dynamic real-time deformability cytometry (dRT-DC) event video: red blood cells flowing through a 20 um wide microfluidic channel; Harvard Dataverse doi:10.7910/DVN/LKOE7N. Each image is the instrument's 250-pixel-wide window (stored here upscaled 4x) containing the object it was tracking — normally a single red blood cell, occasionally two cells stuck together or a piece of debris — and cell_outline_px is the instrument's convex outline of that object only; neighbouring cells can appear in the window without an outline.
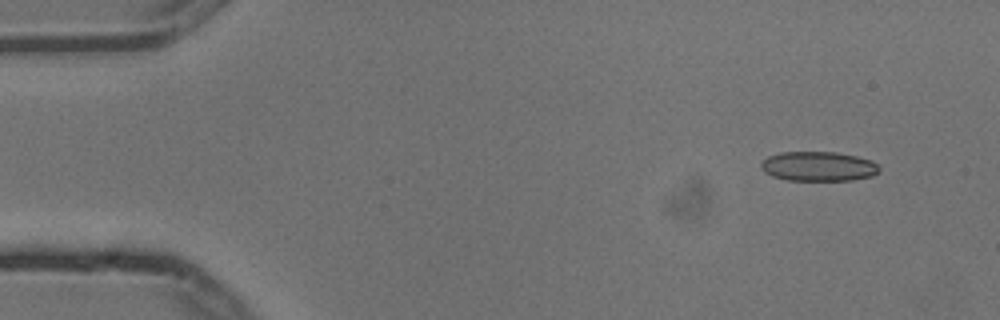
{"species": "common noctule bat (a hibernating species)", "species_latin": "Nyctalus noctula", "temperature_condition": "cold", "stored_images_in_passage": 4, "camera_frame_rate_fps": 3000, "um_per_image_px": 0.085, "animal": {"sex": "male", "body_mass_g": 13.3}, "frame": {"image": 1, "passage_image": 1, "time_ms": 0.0, "image_size_px": [1000, 320], "cell_outline_px": [[880, 172], [872, 176], [852, 180], [788, 180], [772, 176], [764, 172], [760, 168], [760, 164], [768, 156], [780, 152], [836, 152], [856, 156], [872, 160], [880, 168]], "centroid_in_image_um": [69.57, 14.14], "position_along_channel_um": 15.4, "area_um2": 20.46}}
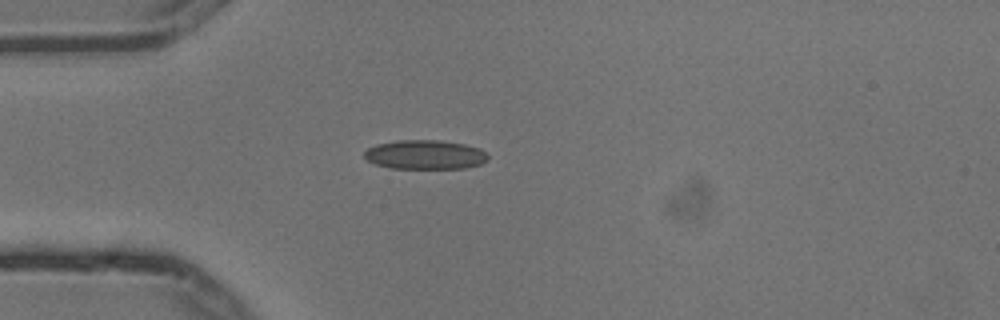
{"frame": {"image": 2, "passage_image": 4, "time_ms": 1.0, "image_size_px": [1000, 320], "cell_outline_px": [[488, 160], [480, 164], [464, 168], [392, 168], [376, 164], [368, 160], [364, 156], [364, 152], [368, 148], [376, 144], [396, 140], [440, 140], [464, 144], [480, 148], [488, 156]], "centroid_in_image_um": [36.13, 13.14], "position_along_channel_um": 48.9, "area_um2": 20.98}}